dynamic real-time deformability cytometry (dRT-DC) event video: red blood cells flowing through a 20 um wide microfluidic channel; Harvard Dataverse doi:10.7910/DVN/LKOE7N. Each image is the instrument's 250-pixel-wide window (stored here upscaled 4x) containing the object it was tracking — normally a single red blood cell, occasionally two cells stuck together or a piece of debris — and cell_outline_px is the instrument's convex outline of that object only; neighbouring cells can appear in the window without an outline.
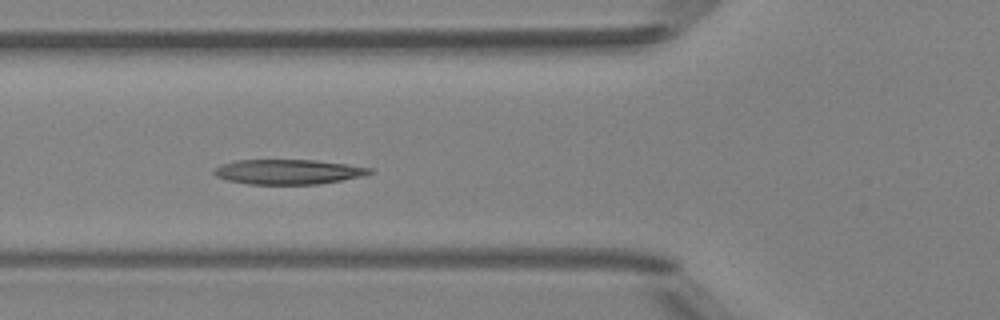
{"species": "Egyptian fruit bat (a non-hibernating species)", "species_latin": "Rousettus aegyptiacus", "temperature_condition": "room temperature", "stored_images_in_passage": 9, "camera_frame_rate_fps": 3000, "um_per_image_px": 0.085, "animal": {"sex": "female"}, "frame": {"image": 1, "passage_image": 6, "time_ms": 5.667, "image_size_px": [1000, 320], "cell_outline_px": [[372, 172], [360, 176], [320, 184], [248, 184], [228, 180], [216, 176], [212, 172], [212, 168], [220, 164], [236, 160], [316, 160], [348, 164], [372, 168]], "centroid_in_image_um": [24.43, 14.59], "position_along_channel_um": 101.4, "area_um2": 22.54}}
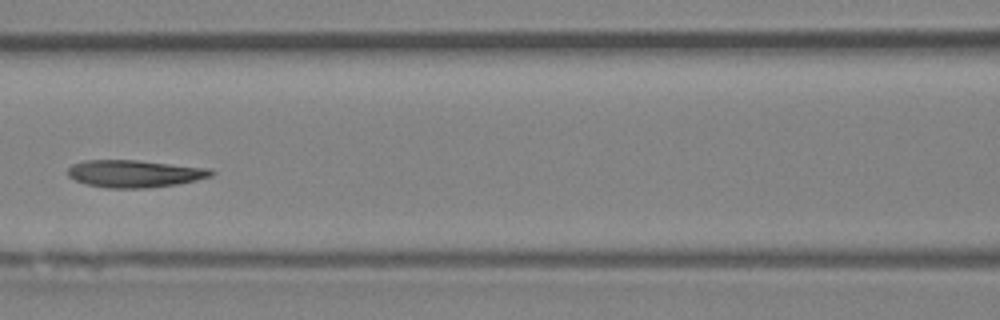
{"frame": {"image": 2, "passage_image": 7, "time_ms": 7.0, "image_size_px": [1000, 320], "cell_outline_px": [[216, 172], [212, 176], [196, 180], [176, 184], [144, 188], [108, 188], [84, 184], [68, 176], [68, 168], [72, 164], [84, 160], [136, 160], [212, 168]], "centroid_in_image_um": [11.45, 14.75], "position_along_channel_um": 155.1, "area_um2": 22.95}}
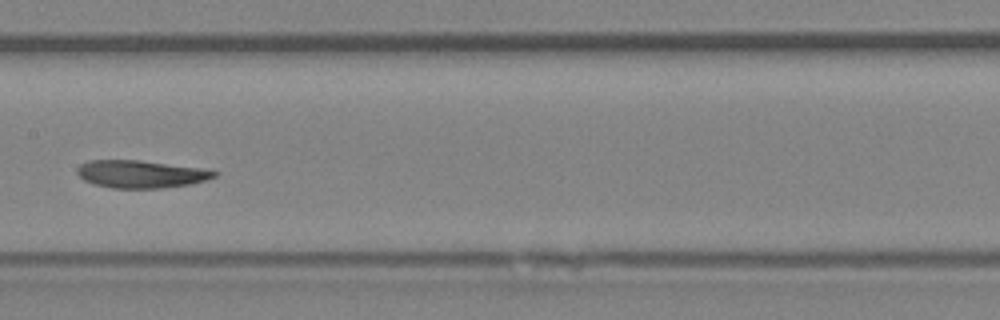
{"frame": {"image": 3, "passage_image": 8, "time_ms": 8.0, "image_size_px": [1000, 320], "cell_outline_px": [[220, 172], [216, 176], [204, 180], [188, 184], [160, 188], [112, 188], [92, 184], [84, 180], [76, 172], [76, 168], [80, 164], [88, 160], [136, 160], [200, 168]], "centroid_in_image_um": [11.9, 14.79], "position_along_channel_um": 195.5, "area_um2": 21.85}}